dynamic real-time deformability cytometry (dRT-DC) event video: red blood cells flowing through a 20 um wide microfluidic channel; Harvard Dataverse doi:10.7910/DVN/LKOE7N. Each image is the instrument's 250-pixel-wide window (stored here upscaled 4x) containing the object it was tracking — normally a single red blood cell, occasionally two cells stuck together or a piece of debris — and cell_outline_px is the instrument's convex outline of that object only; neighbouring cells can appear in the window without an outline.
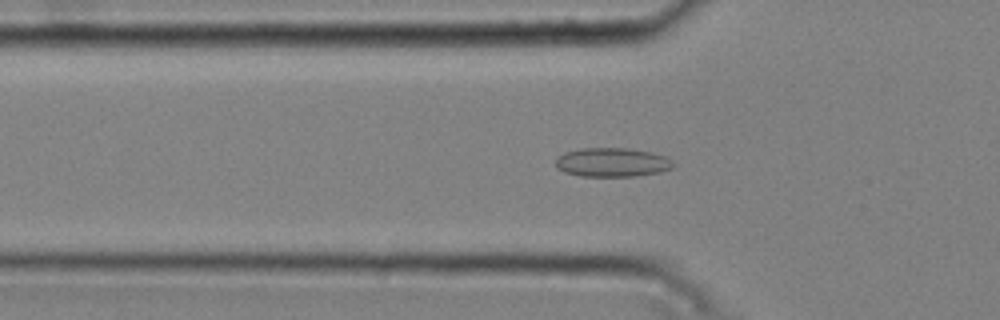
{"species": "common noctule bat (a hibernating species)", "species_latin": "Nyctalus noctula", "temperature_condition": "cold", "stored_images_in_passage": 51, "camera_frame_rate_fps": 3000, "um_per_image_px": 0.085, "animal": {"sex": "male", "body_mass_g": 20.4}, "frame": {"image": 1, "passage_image": 17, "time_ms": 5.333, "image_size_px": [1000, 320], "cell_outline_px": [[676, 164], [672, 168], [660, 172], [636, 176], [580, 176], [564, 172], [556, 168], [556, 160], [564, 152], [580, 148], [624, 148], [652, 152], [664, 156], [672, 160]], "centroid_in_image_um": [52.04, 13.8], "position_along_channel_um": 73.8, "area_um2": 19.94}}
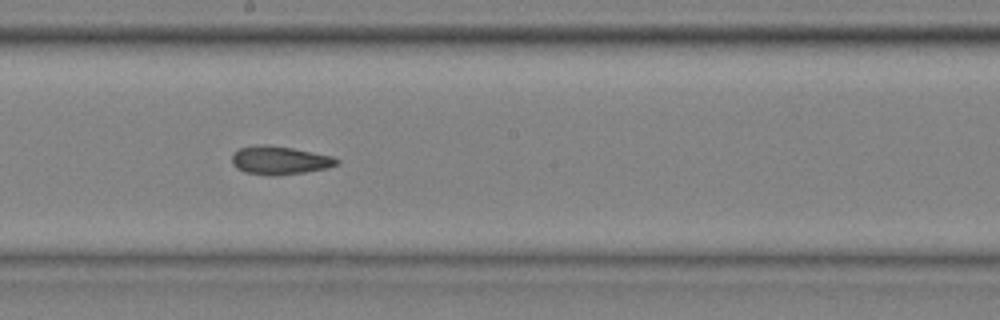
{"frame": {"image": 2, "passage_image": 29, "time_ms": 9.333, "image_size_px": [1000, 320], "cell_outline_px": [[340, 164], [328, 168], [304, 172], [276, 176], [272, 176], [244, 172], [236, 168], [232, 164], [232, 152], [240, 148], [256, 144], [268, 144], [292, 148], [332, 156], [340, 160]], "centroid_in_image_um": [23.76, 13.62], "position_along_channel_um": 224.4, "area_um2": 17.57}}
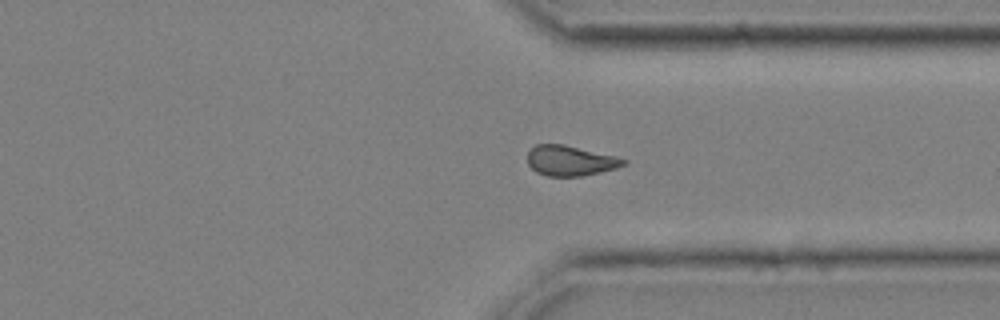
{"frame": {"image": 3, "passage_image": 40, "time_ms": 13.0, "image_size_px": [1000, 320], "cell_outline_px": [[628, 164], [616, 168], [580, 176], [548, 176], [536, 172], [528, 164], [528, 152], [536, 144], [564, 144], [616, 156], [628, 160]], "centroid_in_image_um": [48.49, 13.65], "position_along_channel_um": 362.9, "area_um2": 16.88}, "authors_computed_cell_mechanics": {"area_um2": 17.5712, "velocity_mm_per_s": 3.7641, "shape_relaxation_time_tau1_ms": null, "shape_relaxation_time_tau2_ms": 5.8865, "deformation_change_tau1": null, "deformation_change_tau2": 0.1059}}